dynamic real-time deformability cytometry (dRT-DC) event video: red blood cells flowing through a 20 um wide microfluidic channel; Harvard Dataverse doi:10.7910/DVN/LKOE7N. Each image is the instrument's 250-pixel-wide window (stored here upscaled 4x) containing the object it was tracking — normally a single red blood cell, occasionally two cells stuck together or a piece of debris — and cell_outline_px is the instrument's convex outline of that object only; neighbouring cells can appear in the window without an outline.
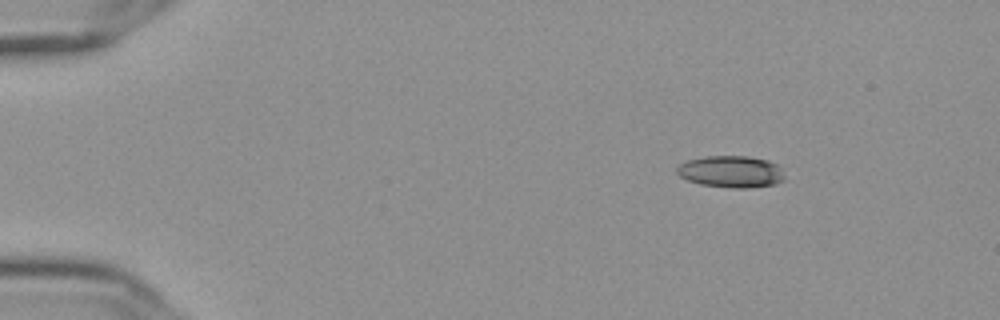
{"species": "Egyptian fruit bat (a non-hibernating species)", "species_latin": "Rousettus aegyptiacus", "temperature_condition": "cold", "stored_images_in_passage": 49, "camera_frame_rate_fps": 3000, "um_per_image_px": 0.085, "frame": {"image": 1, "passage_image": 1, "time_ms": 0.0, "image_size_px": [1000, 320], "cell_outline_px": [[784, 180], [776, 184], [748, 188], [732, 188], [700, 184], [688, 180], [680, 176], [676, 172], [676, 168], [680, 164], [688, 160], [708, 156], [748, 156], [768, 160], [776, 164], [780, 168], [784, 176]], "centroid_in_image_um": [62.15, 14.59], "position_along_channel_um": 22.9, "area_um2": 19.94}}
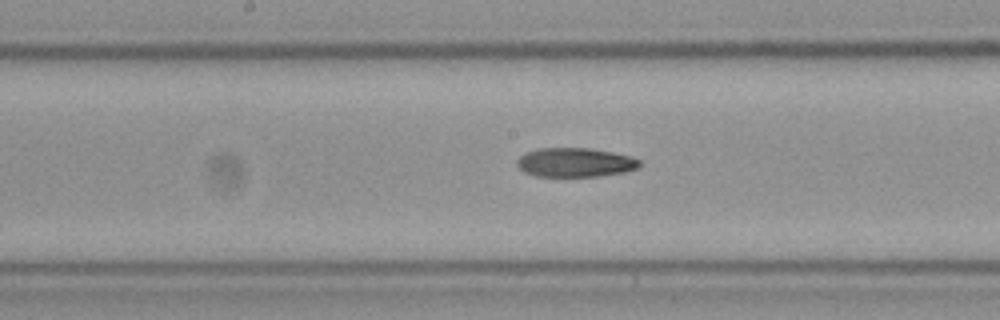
{"frame": {"image": 2, "passage_image": 23, "time_ms": 7.333, "image_size_px": [1000, 320], "cell_outline_px": [[640, 164], [636, 168], [624, 172], [600, 176], [536, 176], [524, 172], [516, 164], [516, 160], [520, 156], [528, 152], [540, 148], [588, 148], [612, 152], [632, 156], [640, 160]], "centroid_in_image_um": [48.88, 13.8], "position_along_channel_um": 199.3, "area_um2": 20.69}}
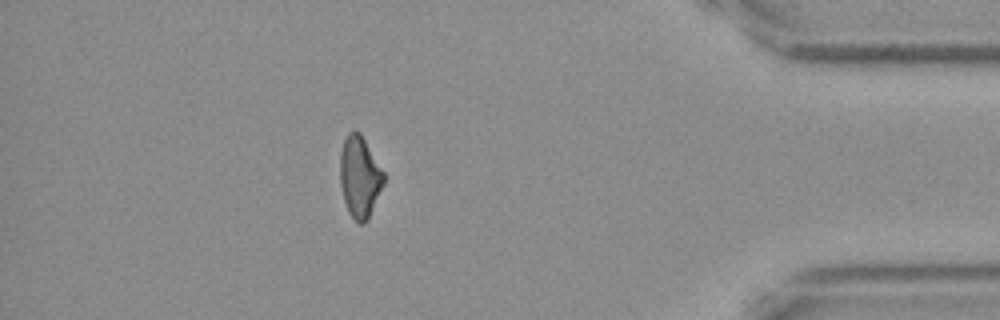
{"frame": {"image": 3, "passage_image": 43, "time_ms": 14.0, "image_size_px": [1000, 320], "cell_outline_px": [[384, 184], [368, 220], [364, 224], [360, 224], [348, 212], [344, 200], [340, 184], [340, 152], [344, 140], [348, 132], [360, 132], [384, 172]], "centroid_in_image_um": [30.57, 15.05], "position_along_channel_um": 404.6, "area_um2": 20.69}, "authors_computed_cell_mechanics": {"area_um2": 21.0392, "velocity_mm_per_s": 3.6595, "shape_relaxation_time_tau1_ms": null, "shape_relaxation_time_tau2_ms": 6.6819, "deformation_change_tau1": null, "deformation_change_tau2": 0.1723}}